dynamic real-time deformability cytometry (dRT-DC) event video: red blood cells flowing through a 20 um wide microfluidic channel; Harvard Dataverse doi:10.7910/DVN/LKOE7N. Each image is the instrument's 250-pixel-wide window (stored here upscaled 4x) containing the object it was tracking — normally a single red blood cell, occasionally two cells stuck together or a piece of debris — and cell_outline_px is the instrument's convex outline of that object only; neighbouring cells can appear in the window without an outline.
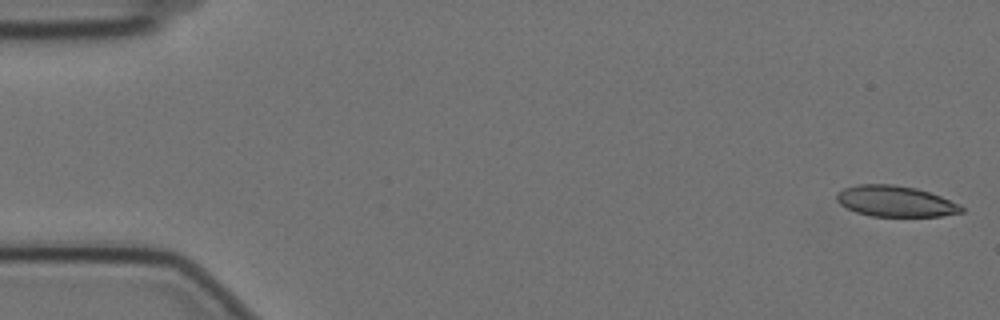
{"species": "Egyptian fruit bat (a non-hibernating species)", "species_latin": "Rousettus aegyptiacus", "temperature_condition": "cold", "stored_images_in_passage": 57, "camera_frame_rate_fps": 3000, "um_per_image_px": 0.085, "animal": {"sex": "female"}, "frame": {"image": 1, "passage_image": 1, "time_ms": 0.0, "image_size_px": [1000, 320], "cell_outline_px": [[964, 212], [940, 216], [872, 216], [856, 212], [840, 204], [836, 200], [836, 192], [844, 188], [856, 184], [892, 184], [916, 188], [940, 196], [960, 204], [964, 208]], "centroid_in_image_um": [76.09, 17.1], "position_along_channel_um": 8.9, "area_um2": 22.48}}
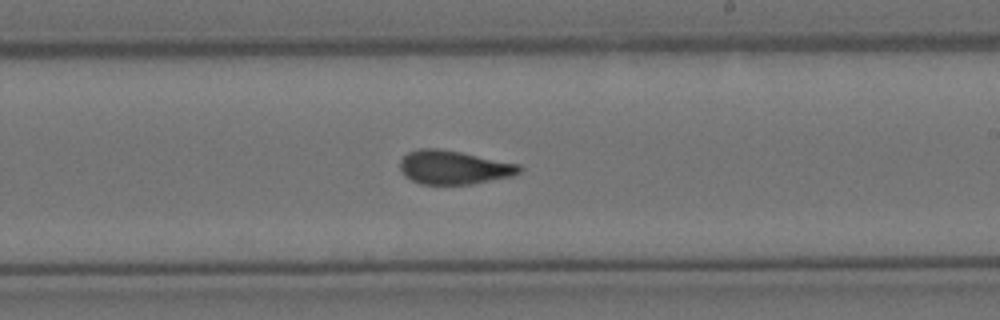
{"frame": {"image": 2, "passage_image": 33, "time_ms": 10.667, "image_size_px": [1000, 320], "cell_outline_px": [[524, 168], [520, 172], [512, 176], [472, 184], [420, 184], [404, 176], [400, 168], [400, 160], [408, 152], [420, 148], [436, 148], [460, 152], [520, 164]], "centroid_in_image_um": [38.57, 14.23], "position_along_channel_um": 250.4, "area_um2": 23.47}}
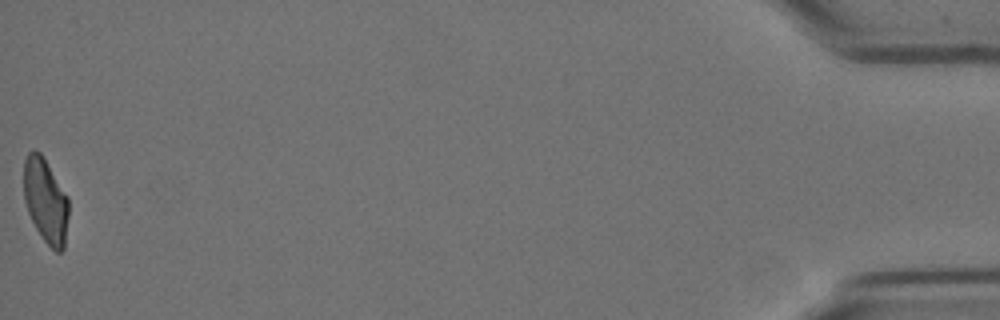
{"frame": {"image": 3, "passage_image": 57, "time_ms": 18.667, "image_size_px": [1000, 320], "cell_outline_px": [[68, 216], [64, 248], [60, 252], [56, 252], [44, 240], [36, 228], [28, 212], [24, 200], [24, 160], [28, 152], [40, 152], [68, 196]], "centroid_in_image_um": [3.88, 17.07], "position_along_channel_um": 431.3, "area_um2": 21.85}, "authors_computed_cell_mechanics": {"area_um2": 23.5246, "velocity_mm_per_s": 3.5123, "shape_relaxation_time_tau1_ms": 8.5375, "shape_relaxation_time_tau2_ms": 2.0829, "deformation_change_tau1": 0.2083, "deformation_change_tau2": 0.0789}}